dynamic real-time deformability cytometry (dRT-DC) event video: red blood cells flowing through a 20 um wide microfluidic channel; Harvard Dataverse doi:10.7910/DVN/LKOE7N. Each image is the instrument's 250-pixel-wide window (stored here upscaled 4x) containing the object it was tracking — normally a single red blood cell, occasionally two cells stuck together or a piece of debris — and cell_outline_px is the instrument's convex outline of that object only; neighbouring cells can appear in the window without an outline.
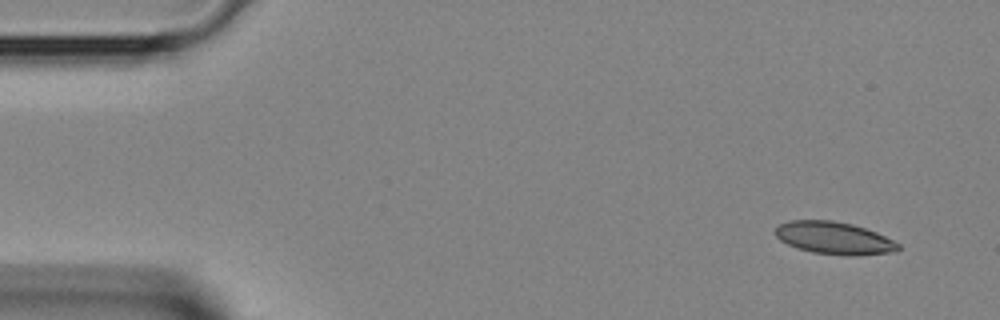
{"species": "Egyptian fruit bat (a non-hibernating species)", "species_latin": "Rousettus aegyptiacus", "temperature_condition": "room temperature", "stored_images_in_passage": 3, "camera_frame_rate_fps": 3000, "um_per_image_px": 0.085, "animal": {"sex": "female"}, "frame": {"image": 1, "passage_image": 1, "time_ms": 0.0, "image_size_px": [1000, 320], "cell_outline_px": [[900, 248], [896, 252], [852, 256], [812, 252], [796, 248], [780, 240], [776, 236], [776, 228], [780, 224], [788, 220], [832, 220], [852, 224], [876, 232], [900, 244]], "centroid_in_image_um": [70.9, 20.23], "position_along_channel_um": 14.1, "area_um2": 23.18}}
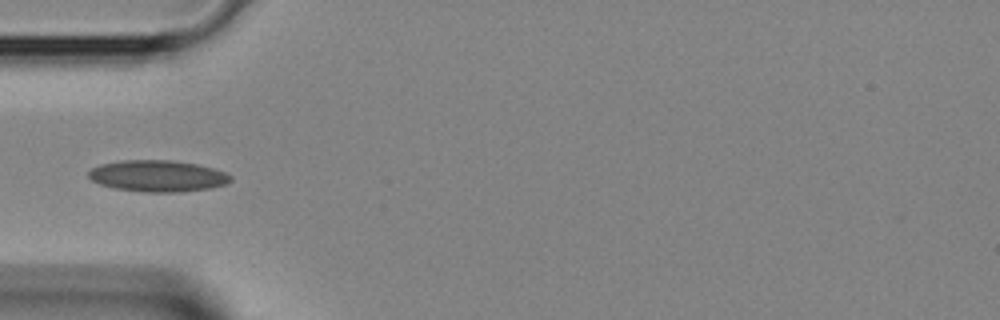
{"frame": {"image": 2, "passage_image": 3, "time_ms": 0.667, "image_size_px": [1000, 320], "cell_outline_px": [[232, 180], [224, 184], [208, 188], [180, 192], [148, 192], [116, 188], [100, 184], [92, 180], [88, 176], [88, 172], [92, 168], [100, 164], [120, 160], [172, 160], [196, 164], [212, 168], [224, 172], [232, 176]], "centroid_in_image_um": [13.38, 14.95], "position_along_channel_um": 71.6, "area_um2": 25.84}}